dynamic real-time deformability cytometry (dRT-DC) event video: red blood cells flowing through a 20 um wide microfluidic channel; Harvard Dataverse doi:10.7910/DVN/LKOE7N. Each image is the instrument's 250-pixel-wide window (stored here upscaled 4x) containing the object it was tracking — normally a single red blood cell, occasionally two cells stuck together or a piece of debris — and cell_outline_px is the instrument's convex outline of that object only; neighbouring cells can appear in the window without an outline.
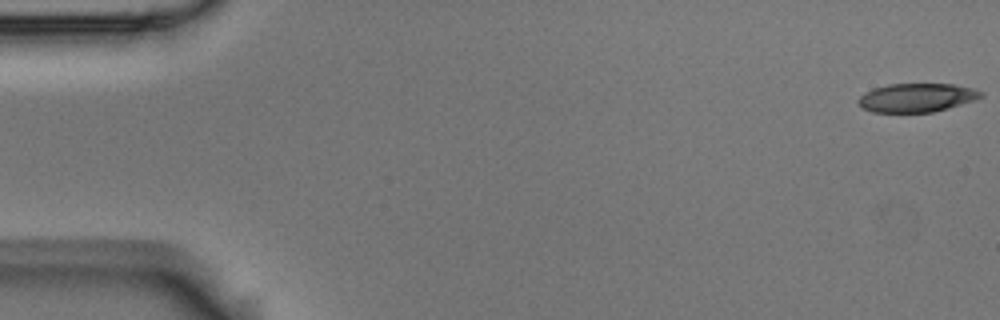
{"species": "Egyptian fruit bat (a non-hibernating species)", "species_latin": "Rousettus aegyptiacus", "temperature_condition": "room temperature", "stored_images_in_passage": 4, "camera_frame_rate_fps": 3000, "um_per_image_px": 0.085, "animal": {"sex": "male"}, "frame": {"image": 1, "passage_image": 1, "time_ms": 0.0, "image_size_px": [1000, 320], "cell_outline_px": [[984, 96], [948, 108], [932, 112], [872, 112], [860, 108], [856, 100], [864, 92], [872, 88], [888, 84], [952, 84], [972, 88], [984, 92]], "centroid_in_image_um": [77.85, 8.3], "position_along_channel_um": 7.1, "area_um2": 20.58}}